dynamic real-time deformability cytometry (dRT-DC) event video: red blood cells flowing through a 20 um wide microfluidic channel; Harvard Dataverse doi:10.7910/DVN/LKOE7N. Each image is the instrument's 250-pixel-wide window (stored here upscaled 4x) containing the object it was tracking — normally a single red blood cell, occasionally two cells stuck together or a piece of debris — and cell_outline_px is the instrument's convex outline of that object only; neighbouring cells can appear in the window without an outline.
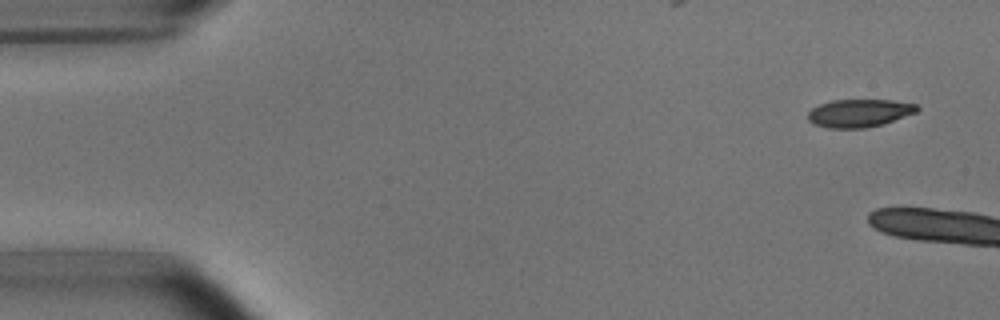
{"species": "common noctule bat (a hibernating species)", "species_latin": "Nyctalus noctula", "temperature_condition": "room temperature", "stored_images_in_passage": 2, "camera_frame_rate_fps": 3000, "um_per_image_px": 0.085, "animal": {"sex": "male", "body_mass_g": 15.6}, "frame": {"image": 1, "passage_image": 1, "time_ms": 0.0, "image_size_px": [1000, 320], "cell_outline_px": [[920, 108], [916, 112], [884, 124], [864, 128], [828, 128], [812, 124], [808, 120], [808, 112], [812, 108], [820, 104], [832, 100], [892, 100], [916, 104]], "centroid_in_image_um": [73.02, 9.62], "position_along_channel_um": 12.0, "area_um2": 17.8}}